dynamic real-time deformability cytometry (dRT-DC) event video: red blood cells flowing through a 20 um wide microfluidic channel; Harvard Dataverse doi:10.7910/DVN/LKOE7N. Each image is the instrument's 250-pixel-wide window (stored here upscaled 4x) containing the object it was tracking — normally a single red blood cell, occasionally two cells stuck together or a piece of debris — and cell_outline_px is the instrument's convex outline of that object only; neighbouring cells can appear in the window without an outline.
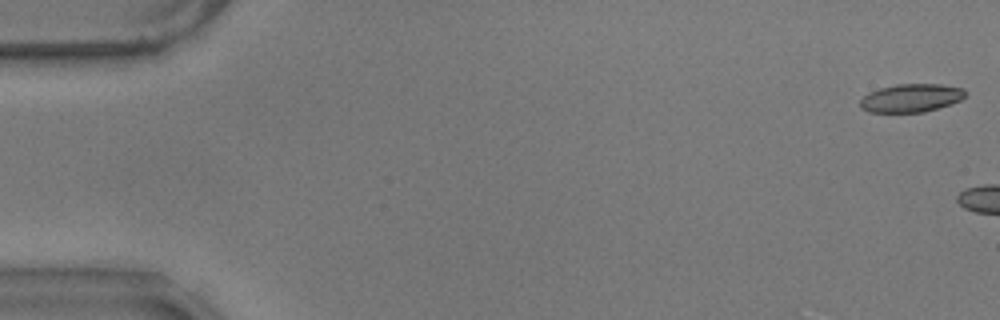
{"species": "common noctule bat (a hibernating species)", "species_latin": "Nyctalus noctula", "temperature_condition": "warm", "stored_images_in_passage": 5, "camera_frame_rate_fps": 3000, "um_per_image_px": 0.085, "animal": {"sex": "male", "body_mass_g": 17.9}, "frame": {"image": 1, "passage_image": 1, "time_ms": 0.0, "image_size_px": [1000, 320], "cell_outline_px": [[968, 92], [960, 100], [924, 112], [868, 112], [860, 108], [860, 100], [868, 92], [880, 88], [896, 84], [940, 84], [964, 88]], "centroid_in_image_um": [77.42, 8.32], "position_along_channel_um": 7.6, "area_um2": 17.28}}